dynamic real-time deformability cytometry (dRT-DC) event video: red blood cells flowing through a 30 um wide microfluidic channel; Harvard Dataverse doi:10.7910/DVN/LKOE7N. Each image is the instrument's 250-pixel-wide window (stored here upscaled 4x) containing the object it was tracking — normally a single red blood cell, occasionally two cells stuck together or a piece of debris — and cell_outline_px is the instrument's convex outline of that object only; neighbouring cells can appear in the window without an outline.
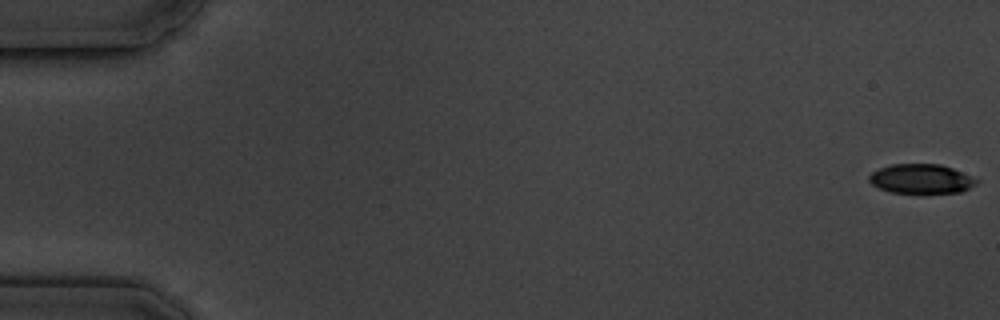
{"species": "common noctule bat (a hibernating species)", "species_latin": "Nyctalus noctula", "temperature_condition": "cold", "stored_images_in_passage": 5, "camera_frame_rate_fps": 3000, "um_per_image_px": 0.085, "animal": {"sex": "male", "body_mass_g": 19.5, "forearm_length_mm": 54.6}, "frame": {"image": 1, "passage_image": 1, "time_ms": 0.0, "image_size_px": [1000, 320], "cell_outline_px": [[980, 180], [976, 184], [960, 192], [924, 196], [920, 196], [892, 192], [880, 188], [872, 184], [868, 180], [868, 176], [872, 172], [880, 168], [892, 164], [940, 164], [952, 168]], "centroid_in_image_um": [78.31, 15.25], "position_along_channel_um": 6.7, "area_um2": 19.13}}